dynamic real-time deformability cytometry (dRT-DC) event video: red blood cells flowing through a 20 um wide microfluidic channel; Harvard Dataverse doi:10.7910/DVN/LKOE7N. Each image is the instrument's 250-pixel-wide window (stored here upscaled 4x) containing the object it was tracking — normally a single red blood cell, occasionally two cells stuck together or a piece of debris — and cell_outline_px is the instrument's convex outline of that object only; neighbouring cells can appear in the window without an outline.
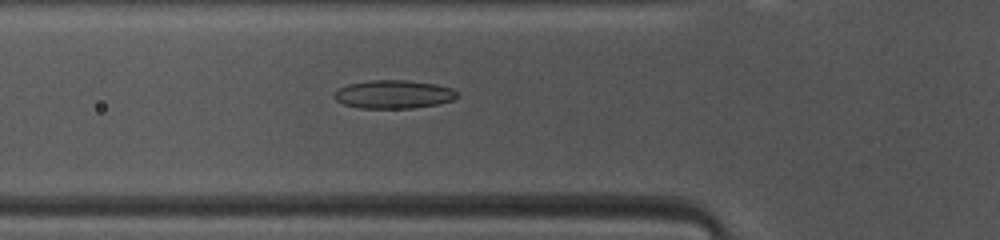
{"species": "common noctule bat (a hibernating species)", "species_latin": "Nyctalus noctula", "temperature_condition": "warm", "stored_images_in_passage": 47, "camera_frame_rate_fps": 3000, "um_per_image_px": 0.085, "animal": {"sex": "female", "body_mass_g": 10.0, "forearm_length_mm": 53.1}, "frame": {"image": 1, "passage_image": 15, "time_ms": 4.667, "image_size_px": [1000, 240], "cell_outline_px": [[456, 96], [452, 100], [436, 104], [412, 108], [360, 108], [344, 104], [336, 100], [332, 96], [340, 88], [348, 84], [368, 80], [408, 80], [436, 84], [452, 88], [456, 92]], "centroid_in_image_um": [33.43, 8.01], "position_along_channel_um": 92.4, "area_um2": 20.17}}
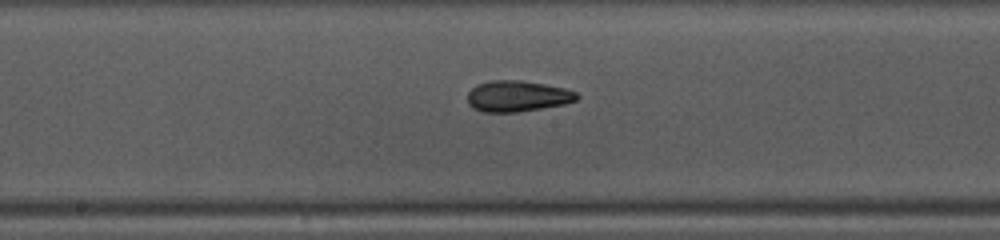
{"frame": {"image": 2, "passage_image": 23, "time_ms": 7.333, "image_size_px": [1000, 240], "cell_outline_px": [[580, 96], [576, 100], [564, 104], [520, 112], [484, 112], [472, 108], [468, 104], [468, 92], [476, 84], [492, 80], [520, 80], [544, 84], [564, 88], [576, 92]], "centroid_in_image_um": [43.96, 8.17], "position_along_channel_um": 204.2, "area_um2": 19.83}}
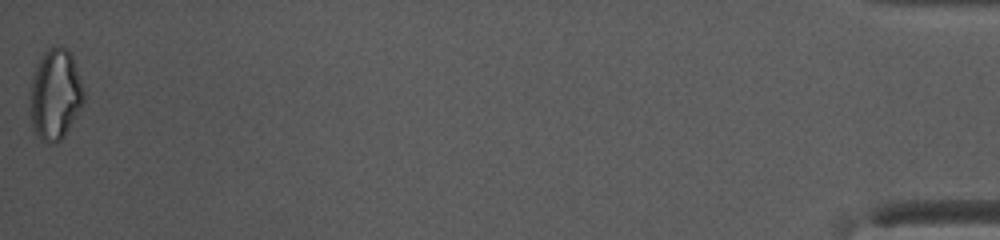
{"frame": {"image": 3, "passage_image": 47, "time_ms": 15.333, "image_size_px": [1000, 240], "cell_outline_px": [[84, 104], [64, 136], [56, 144], [40, 140], [36, 136], [32, 128], [28, 108], [32, 72], [36, 64], [44, 52], [52, 44], [60, 44], [68, 48], [72, 56], [84, 88]], "centroid_in_image_um": [4.66, 8.01], "position_along_channel_um": 430.5, "area_um2": 29.42}, "authors_computed_cell_mechanics": {"area_um2": 20.0566, "velocity_mm_per_s": 4.1579, "shape_relaxation_time_tau1_ms": 9.2506, "shape_relaxation_time_tau2_ms": 2.8336, "deformation_change_tau1": 0.1991, "deformation_change_tau2": 0.1019}}